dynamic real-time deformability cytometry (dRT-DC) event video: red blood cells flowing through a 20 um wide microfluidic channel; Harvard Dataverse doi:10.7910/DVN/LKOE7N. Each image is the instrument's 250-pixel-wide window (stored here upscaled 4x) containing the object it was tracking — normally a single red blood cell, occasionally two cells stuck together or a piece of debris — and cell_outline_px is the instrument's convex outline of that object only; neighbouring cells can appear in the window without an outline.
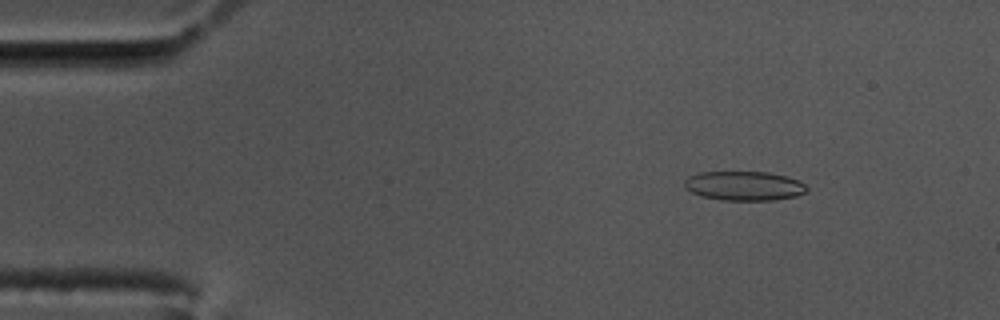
{"species": "common noctule bat (a hibernating species)", "species_latin": "Nyctalus noctula", "temperature_condition": "cold", "stored_images_in_passage": 56, "camera_frame_rate_fps": 3000, "um_per_image_px": 0.085, "animal": {"sex": "male", "body_mass_g": 17.5, "forearm_length_mm": 52.3}, "frame": {"image": 1, "passage_image": 6, "time_ms": 1.667, "image_size_px": [1000, 320], "cell_outline_px": [[808, 188], [804, 192], [796, 196], [772, 200], [720, 200], [700, 196], [692, 192], [684, 184], [684, 180], [688, 176], [700, 172], [768, 172], [800, 180]], "centroid_in_image_um": [63.24, 15.8], "position_along_channel_um": 21.8, "area_um2": 20.81}}
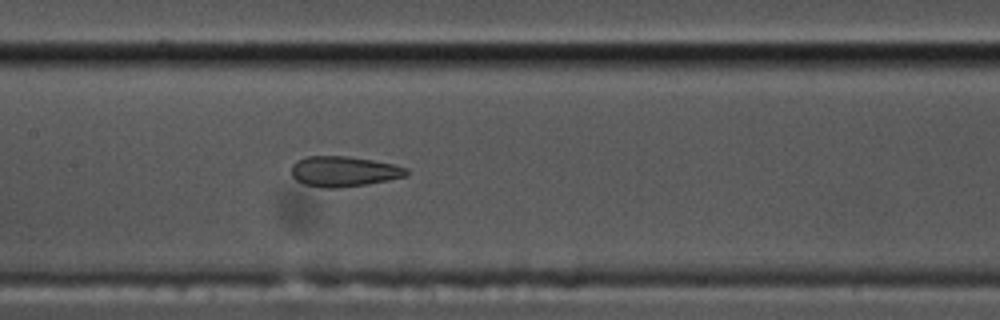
{"frame": {"image": 2, "passage_image": 26, "time_ms": 8.333, "image_size_px": [1000, 320], "cell_outline_px": [[408, 176], [368, 184], [336, 188], [324, 188], [304, 184], [296, 180], [292, 176], [292, 164], [296, 160], [308, 156], [348, 156], [372, 160], [392, 164], [408, 168]], "centroid_in_image_um": [29.22, 14.57], "position_along_channel_um": 178.2, "area_um2": 20.4}}
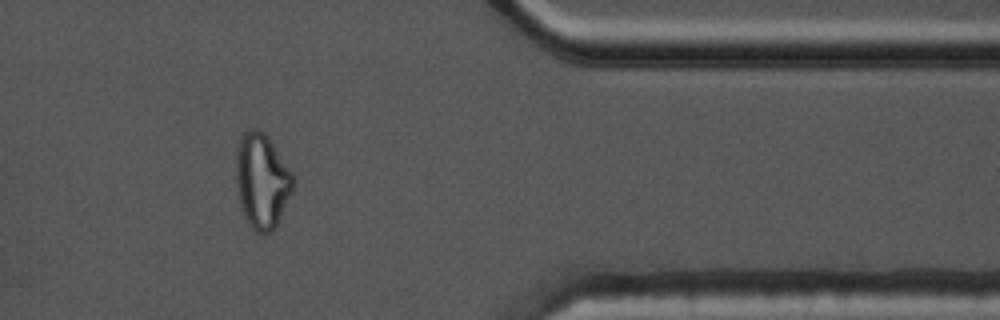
{"frame": {"image": 3, "passage_image": 46, "time_ms": 15.0, "image_size_px": [1000, 320], "cell_outline_px": [[296, 184], [272, 232], [256, 232], [252, 228], [244, 216], [240, 204], [236, 184], [236, 148], [244, 132], [252, 128], [256, 128], [264, 132], [268, 136], [296, 176]], "centroid_in_image_um": [22.28, 15.33], "position_along_channel_um": 389.1, "area_um2": 31.79}, "authors_computed_cell_mechanics": {"area_um2": 21.675, "velocity_mm_per_s": 3.473, "shape_relaxation_time_tau1_ms": null, "shape_relaxation_time_tau2_ms": 1.5695, "deformation_change_tau1": null, "deformation_change_tau2": 0.0882}}